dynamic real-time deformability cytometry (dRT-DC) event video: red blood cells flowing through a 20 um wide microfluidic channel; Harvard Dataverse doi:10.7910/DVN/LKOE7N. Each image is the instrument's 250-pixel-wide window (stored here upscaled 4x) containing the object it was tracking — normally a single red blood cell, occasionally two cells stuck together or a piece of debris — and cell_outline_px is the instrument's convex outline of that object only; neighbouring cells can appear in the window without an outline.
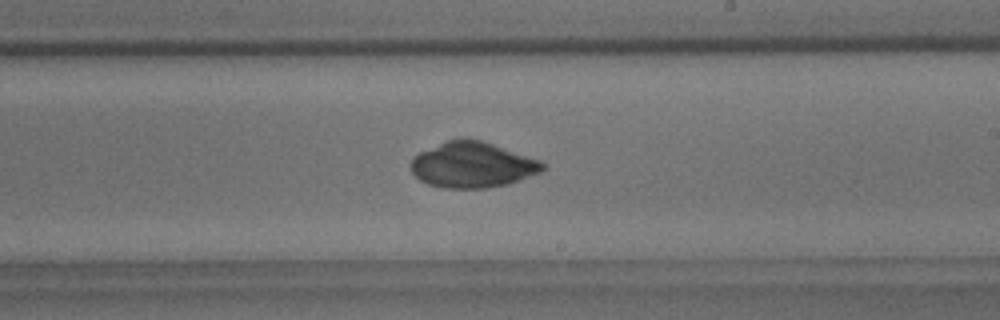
{"species": "common noctule bat (a hibernating species)", "species_latin": "Nyctalus noctula", "temperature_condition": "room temperature", "stored_images_in_passage": 55, "camera_frame_rate_fps": 3000, "um_per_image_px": 0.085, "animal": {"sex": "male", "body_mass_g": 18.8}, "frame": {"image": 1, "passage_image": 32, "time_ms": 10.333, "image_size_px": [1000, 320], "cell_outline_px": [[544, 168], [540, 172], [520, 180], [508, 184], [484, 188], [444, 188], [428, 184], [420, 180], [412, 172], [412, 156], [420, 152], [456, 136], [464, 136], [480, 140], [540, 160], [544, 164]], "centroid_in_image_um": [40.13, 14.0], "position_along_channel_um": 248.9, "area_um2": 35.03}}
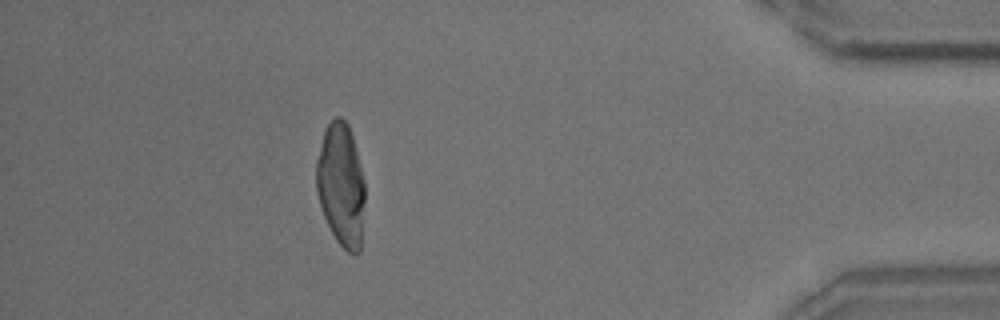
{"frame": {"image": 2, "passage_image": 49, "time_ms": 16.0, "image_size_px": [1000, 320], "cell_outline_px": [[364, 204], [360, 252], [356, 256], [352, 256], [336, 240], [324, 216], [316, 192], [316, 160], [324, 132], [328, 124], [336, 116], [340, 116], [348, 124], [352, 136], [364, 180]], "centroid_in_image_um": [28.99, 15.74], "position_along_channel_um": 406.2, "area_um2": 34.74}}